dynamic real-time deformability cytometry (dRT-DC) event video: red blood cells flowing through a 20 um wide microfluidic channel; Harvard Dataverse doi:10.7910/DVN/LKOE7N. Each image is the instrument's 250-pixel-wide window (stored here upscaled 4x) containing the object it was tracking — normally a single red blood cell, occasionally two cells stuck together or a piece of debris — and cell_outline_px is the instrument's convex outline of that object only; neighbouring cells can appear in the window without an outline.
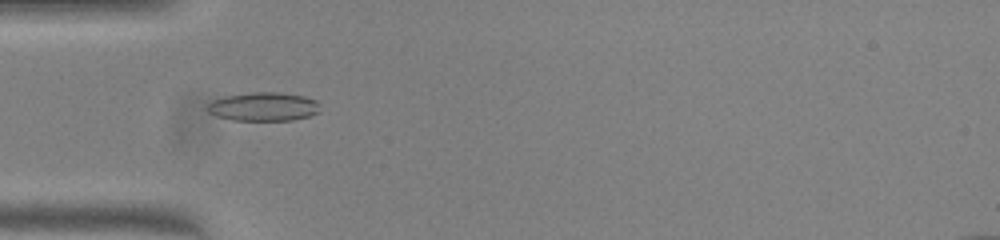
{"species": "common noctule bat (a hibernating species)", "species_latin": "Nyctalus noctula", "temperature_condition": "warm", "stored_images_in_passage": 39, "camera_frame_rate_fps": 3000, "um_per_image_px": 0.085, "animal": {"sex": "female", "body_mass_g": 23.0, "forearm_length_mm": 53.4}, "frame": {"image": 1, "passage_image": 4, "time_ms": 1.0, "image_size_px": [1000, 240], "cell_outline_px": [[320, 112], [308, 116], [292, 120], [232, 120], [216, 116], [208, 112], [208, 104], [212, 100], [224, 96], [252, 92], [276, 92], [304, 96], [316, 100]], "centroid_in_image_um": [22.38, 9.06], "position_along_channel_um": 62.6, "area_um2": 18.79}}
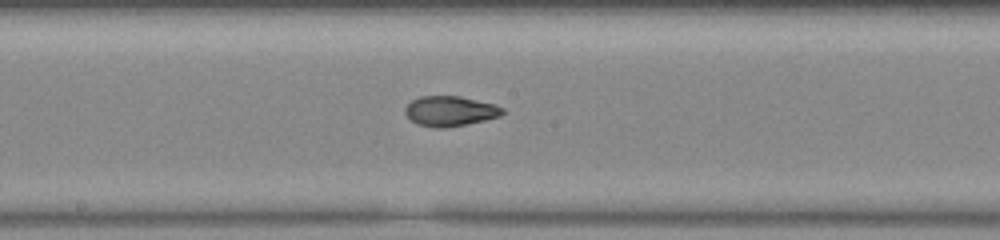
{"frame": {"image": 2, "passage_image": 15, "time_ms": 4.667, "image_size_px": [1000, 240], "cell_outline_px": [[504, 112], [500, 116], [468, 124], [448, 128], [436, 128], [416, 124], [404, 112], [404, 108], [412, 100], [420, 96], [460, 96], [492, 104], [504, 108]], "centroid_in_image_um": [38.23, 9.45], "position_along_channel_um": 210.0, "area_um2": 17.05}}
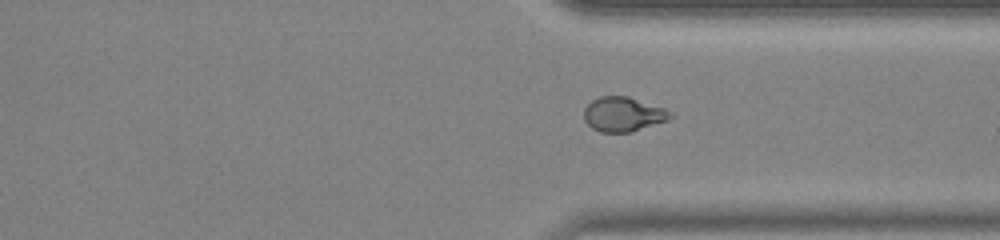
{"frame": {"image": 3, "passage_image": 26, "time_ms": 8.333, "image_size_px": [1000, 240], "cell_outline_px": [[672, 116], [668, 120], [632, 132], [600, 132], [592, 128], [584, 120], [584, 108], [592, 100], [600, 96], [628, 96], [664, 108], [672, 112]], "centroid_in_image_um": [52.96, 9.71], "position_along_channel_um": 358.4, "area_um2": 17.4}, "authors_computed_cell_mechanics": {"area_um2": 17.3978, "velocity_mm_per_s": 4.0452, "shape_relaxation_time_tau1_ms": null, "shape_relaxation_time_tau2_ms": 1.4607, "deformation_change_tau1": null, "deformation_change_tau2": 0.0631}}